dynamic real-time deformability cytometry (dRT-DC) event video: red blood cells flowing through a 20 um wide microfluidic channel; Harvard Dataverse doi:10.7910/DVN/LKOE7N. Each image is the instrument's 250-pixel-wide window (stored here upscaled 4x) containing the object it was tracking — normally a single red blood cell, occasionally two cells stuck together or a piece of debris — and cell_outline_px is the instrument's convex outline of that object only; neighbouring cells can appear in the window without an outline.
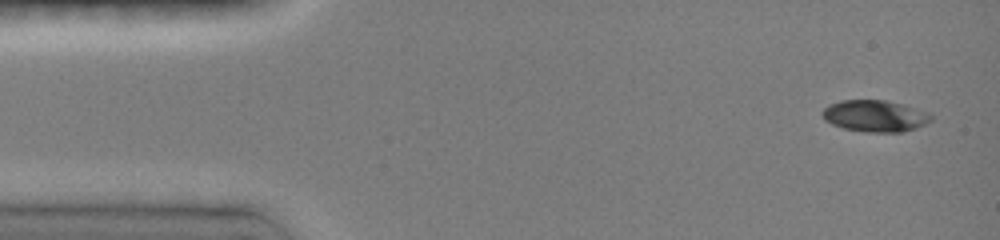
{"species": "common noctule bat (a hibernating species)", "species_latin": "Nyctalus noctula", "temperature_condition": "room temperature", "stored_images_in_passage": 12, "camera_frame_rate_fps": 3000, "um_per_image_px": 0.085, "animal": {"sex": "female", "body_mass_g": 19.0, "forearm_length_mm": 51.5}, "frame": {"image": 1, "passage_image": 1, "time_ms": 0.0, "image_size_px": [1000, 240], "cell_outline_px": [[932, 120], [924, 124], [900, 132], [868, 132], [844, 128], [832, 124], [824, 120], [820, 112], [828, 104], [840, 100], [884, 100], [904, 104], [928, 112], [932, 116]], "centroid_in_image_um": [74.33, 9.84], "position_along_channel_um": 10.7, "area_um2": 20.0}}
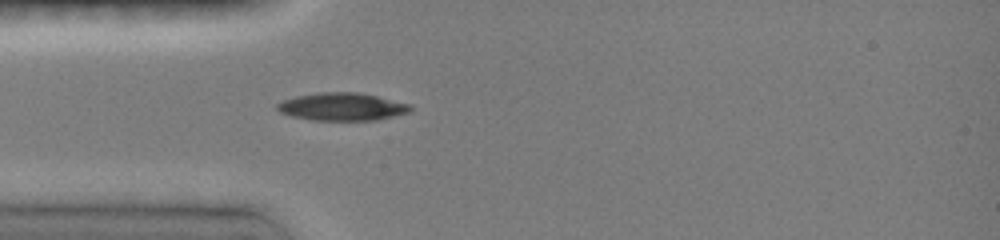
{"frame": {"image": 2, "passage_image": 9, "time_ms": 3.667, "image_size_px": [1000, 240], "cell_outline_px": [[412, 108], [408, 112], [376, 120], [312, 120], [292, 116], [280, 112], [276, 108], [276, 104], [284, 100], [296, 96], [320, 92], [360, 92], [408, 104]], "centroid_in_image_um": [29.03, 9.07], "position_along_channel_um": 56.0, "area_um2": 21.27}}